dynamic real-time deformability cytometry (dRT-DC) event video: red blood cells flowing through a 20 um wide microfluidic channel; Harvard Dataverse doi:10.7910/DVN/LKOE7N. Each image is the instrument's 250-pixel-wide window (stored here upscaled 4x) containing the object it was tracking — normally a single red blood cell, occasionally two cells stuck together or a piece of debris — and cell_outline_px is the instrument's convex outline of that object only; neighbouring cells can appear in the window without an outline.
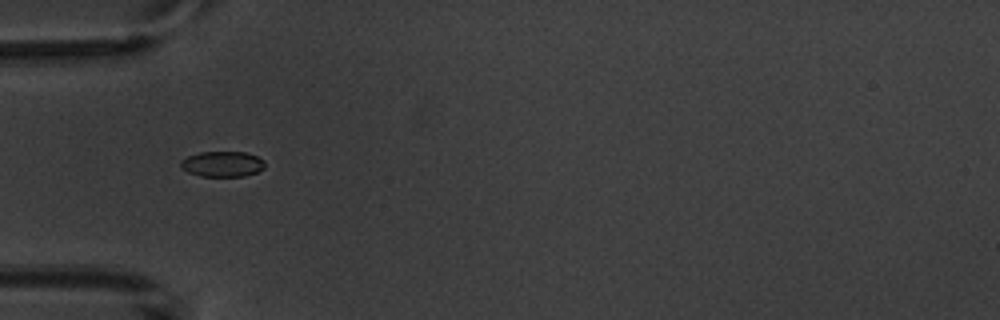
{"species": "common noctule bat (a hibernating species)", "species_latin": "Nyctalus noctula", "temperature_condition": "warm", "stored_images_in_passage": 6, "camera_frame_rate_fps": 3000, "um_per_image_px": 0.085, "animal": {"sex": "male", "body_mass_g": 20.1, "forearm_length_mm": 53.5}, "frame": {"image": 1, "passage_image": 2, "time_ms": 4.0, "image_size_px": [1000, 320], "cell_outline_px": [[264, 168], [256, 172], [244, 176], [200, 176], [188, 172], [180, 168], [180, 160], [188, 156], [200, 152], [248, 152], [264, 160]], "centroid_in_image_um": [18.88, 13.94], "position_along_channel_um": 66.1, "area_um2": 12.54}}
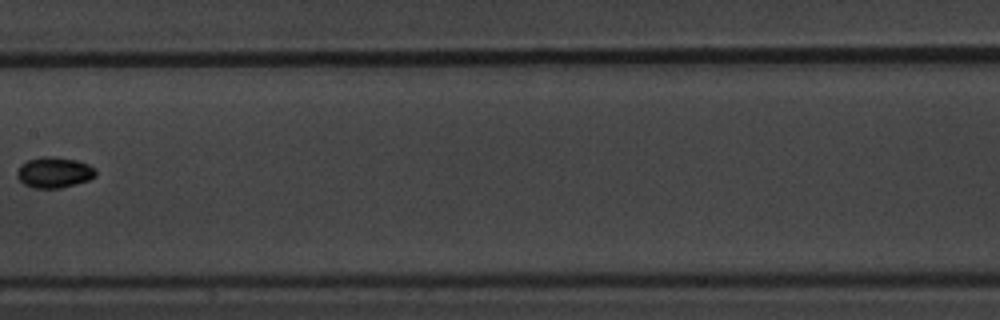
{"frame": {"image": 2, "passage_image": 5, "time_ms": 7.667, "image_size_px": [1000, 320], "cell_outline_px": [[96, 176], [88, 180], [76, 184], [60, 188], [32, 188], [24, 184], [16, 176], [16, 172], [20, 164], [28, 160], [44, 156], [56, 156], [76, 160], [88, 164], [96, 168]], "centroid_in_image_um": [4.6, 14.65], "position_along_channel_um": 202.8, "area_um2": 14.28}}
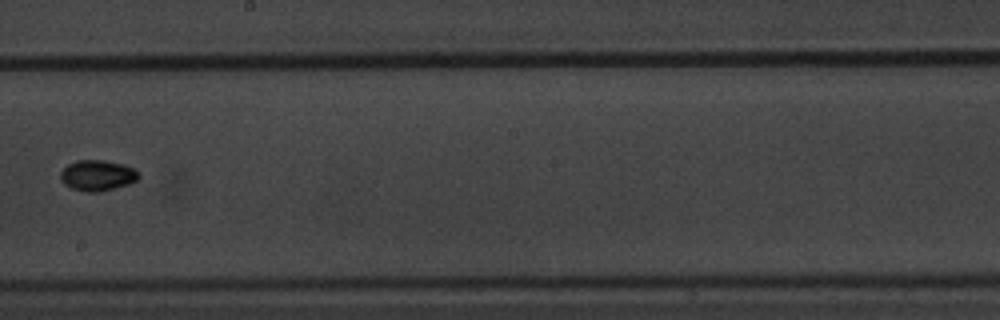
{"frame": {"image": 3, "passage_image": 6, "time_ms": 8.667, "image_size_px": [1000, 320], "cell_outline_px": [[140, 176], [136, 180], [128, 184], [100, 192], [84, 192], [72, 188], [64, 184], [60, 180], [60, 172], [68, 164], [76, 160], [104, 160], [124, 164], [140, 172]], "centroid_in_image_um": [8.27, 14.91], "position_along_channel_um": 239.9, "area_um2": 14.1}}